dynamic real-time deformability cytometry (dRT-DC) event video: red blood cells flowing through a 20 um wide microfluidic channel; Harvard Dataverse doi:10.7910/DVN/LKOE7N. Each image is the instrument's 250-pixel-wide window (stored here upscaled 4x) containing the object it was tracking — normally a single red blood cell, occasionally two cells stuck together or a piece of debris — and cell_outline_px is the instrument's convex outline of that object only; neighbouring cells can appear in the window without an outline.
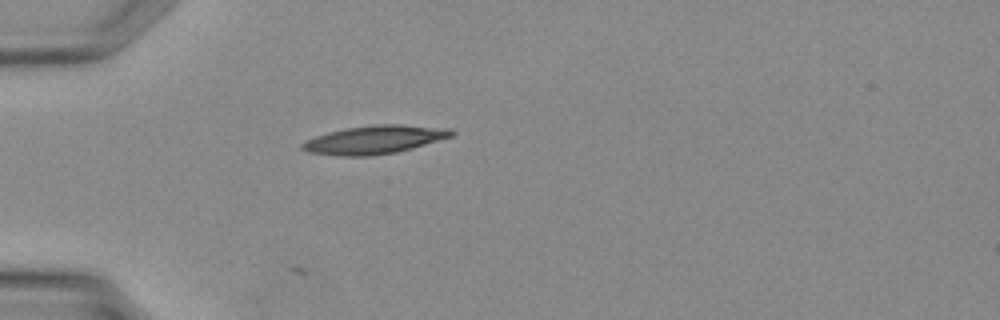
{"species": "Egyptian fruit bat (a non-hibernating species)", "species_latin": "Rousettus aegyptiacus", "temperature_condition": "warm", "stored_images_in_passage": 16, "camera_frame_rate_fps": 3000, "um_per_image_px": 0.085, "animal": {"sex": "female"}, "frame": {"image": 1, "passage_image": 1, "time_ms": 0.0, "image_size_px": [1000, 320], "cell_outline_px": [[456, 132], [452, 136], [412, 148], [396, 152], [368, 156], [336, 156], [308, 152], [300, 148], [300, 144], [304, 140], [328, 132], [348, 128], [380, 124], [400, 124], [452, 128]], "centroid_in_image_um": [31.82, 11.87], "position_along_channel_um": 53.2, "area_um2": 24.68}}
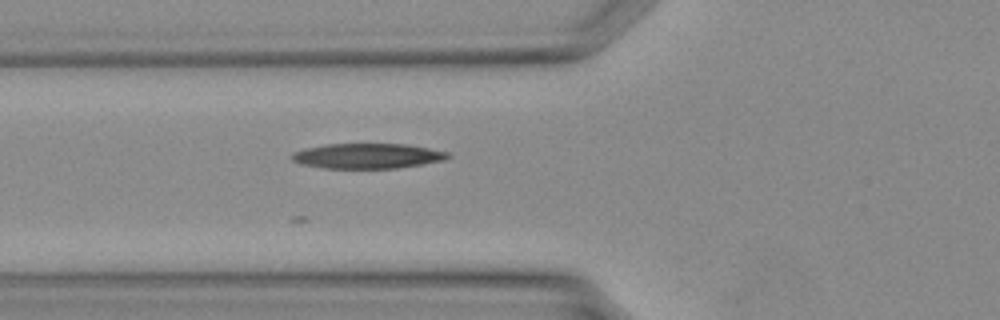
{"frame": {"image": 2, "passage_image": 4, "time_ms": 1.0, "image_size_px": [1000, 320], "cell_outline_px": [[452, 156], [444, 160], [424, 164], [396, 168], [320, 168], [300, 164], [292, 160], [288, 156], [292, 152], [308, 148], [328, 144], [404, 144], [428, 148], [448, 152]], "centroid_in_image_um": [31.21, 13.26], "position_along_channel_um": 94.6, "area_um2": 22.89}}
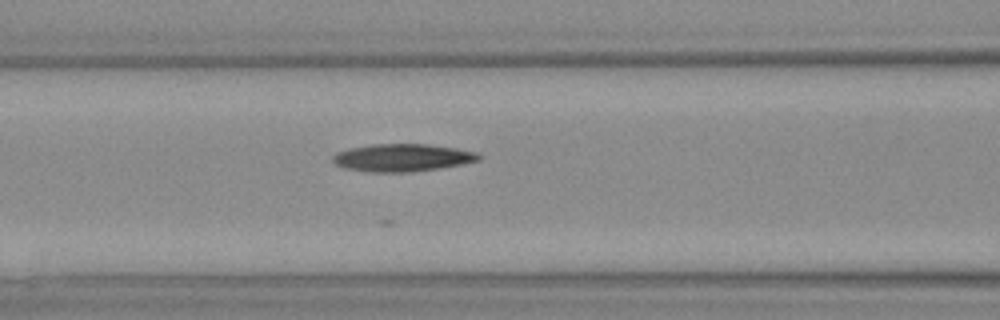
{"frame": {"image": 3, "passage_image": 6, "time_ms": 1.667, "image_size_px": [1000, 320], "cell_outline_px": [[480, 160], [460, 164], [412, 172], [368, 172], [344, 168], [336, 164], [332, 160], [332, 156], [336, 152], [348, 148], [372, 144], [428, 144], [456, 148], [476, 152], [480, 156]], "centroid_in_image_um": [34.14, 13.4], "position_along_channel_um": 132.5, "area_um2": 23.41}}